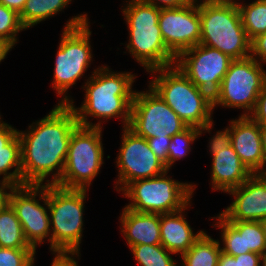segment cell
<instances>
[{
  "label": "cell",
  "instance_id": "52a82bcc",
  "mask_svg": "<svg viewBox=\"0 0 266 266\" xmlns=\"http://www.w3.org/2000/svg\"><path fill=\"white\" fill-rule=\"evenodd\" d=\"M200 43L218 49L233 60L250 56V40L237 3H199Z\"/></svg>",
  "mask_w": 266,
  "mask_h": 266
},
{
  "label": "cell",
  "instance_id": "cb8c5ba5",
  "mask_svg": "<svg viewBox=\"0 0 266 266\" xmlns=\"http://www.w3.org/2000/svg\"><path fill=\"white\" fill-rule=\"evenodd\" d=\"M72 0H26L19 19L25 29L51 18L68 7Z\"/></svg>",
  "mask_w": 266,
  "mask_h": 266
},
{
  "label": "cell",
  "instance_id": "277c9868",
  "mask_svg": "<svg viewBox=\"0 0 266 266\" xmlns=\"http://www.w3.org/2000/svg\"><path fill=\"white\" fill-rule=\"evenodd\" d=\"M121 7L128 26V53L147 72L175 65L176 57L167 49L159 28L160 9L137 0H126Z\"/></svg>",
  "mask_w": 266,
  "mask_h": 266
},
{
  "label": "cell",
  "instance_id": "9c48e42d",
  "mask_svg": "<svg viewBox=\"0 0 266 266\" xmlns=\"http://www.w3.org/2000/svg\"><path fill=\"white\" fill-rule=\"evenodd\" d=\"M102 129L78 125L73 130L64 171L55 185L67 189H89L104 164Z\"/></svg>",
  "mask_w": 266,
  "mask_h": 266
},
{
  "label": "cell",
  "instance_id": "7bdbcfd3",
  "mask_svg": "<svg viewBox=\"0 0 266 266\" xmlns=\"http://www.w3.org/2000/svg\"><path fill=\"white\" fill-rule=\"evenodd\" d=\"M196 3H237V0H193Z\"/></svg>",
  "mask_w": 266,
  "mask_h": 266
},
{
  "label": "cell",
  "instance_id": "e0dca14e",
  "mask_svg": "<svg viewBox=\"0 0 266 266\" xmlns=\"http://www.w3.org/2000/svg\"><path fill=\"white\" fill-rule=\"evenodd\" d=\"M217 222L213 227L221 229L223 247L221 251L230 256L255 252L260 255L266 252L264 232L259 221L230 222L220 213L213 217Z\"/></svg>",
  "mask_w": 266,
  "mask_h": 266
},
{
  "label": "cell",
  "instance_id": "ee69618b",
  "mask_svg": "<svg viewBox=\"0 0 266 266\" xmlns=\"http://www.w3.org/2000/svg\"><path fill=\"white\" fill-rule=\"evenodd\" d=\"M260 223H261V226H262V228H263L264 239H265V243H266V218H265V219H262V220L260 221Z\"/></svg>",
  "mask_w": 266,
  "mask_h": 266
},
{
  "label": "cell",
  "instance_id": "9a60e30c",
  "mask_svg": "<svg viewBox=\"0 0 266 266\" xmlns=\"http://www.w3.org/2000/svg\"><path fill=\"white\" fill-rule=\"evenodd\" d=\"M158 24L167 49L176 58L200 43L199 3L193 0L183 7L160 9Z\"/></svg>",
  "mask_w": 266,
  "mask_h": 266
},
{
  "label": "cell",
  "instance_id": "ac0fdd59",
  "mask_svg": "<svg viewBox=\"0 0 266 266\" xmlns=\"http://www.w3.org/2000/svg\"><path fill=\"white\" fill-rule=\"evenodd\" d=\"M231 146L240 160L253 173H266V159L262 149L260 124L250 116L239 115L230 120Z\"/></svg>",
  "mask_w": 266,
  "mask_h": 266
},
{
  "label": "cell",
  "instance_id": "74e56055",
  "mask_svg": "<svg viewBox=\"0 0 266 266\" xmlns=\"http://www.w3.org/2000/svg\"><path fill=\"white\" fill-rule=\"evenodd\" d=\"M51 266H79L75 257L55 256Z\"/></svg>",
  "mask_w": 266,
  "mask_h": 266
},
{
  "label": "cell",
  "instance_id": "44dd1931",
  "mask_svg": "<svg viewBox=\"0 0 266 266\" xmlns=\"http://www.w3.org/2000/svg\"><path fill=\"white\" fill-rule=\"evenodd\" d=\"M190 205L176 212L160 214L161 245L173 255L186 253L204 232L200 230L194 234L184 217Z\"/></svg>",
  "mask_w": 266,
  "mask_h": 266
},
{
  "label": "cell",
  "instance_id": "1f68e13d",
  "mask_svg": "<svg viewBox=\"0 0 266 266\" xmlns=\"http://www.w3.org/2000/svg\"><path fill=\"white\" fill-rule=\"evenodd\" d=\"M231 145L230 125L222 131H217L216 134L209 140L210 155L217 153V150L227 148Z\"/></svg>",
  "mask_w": 266,
  "mask_h": 266
},
{
  "label": "cell",
  "instance_id": "83f0119b",
  "mask_svg": "<svg viewBox=\"0 0 266 266\" xmlns=\"http://www.w3.org/2000/svg\"><path fill=\"white\" fill-rule=\"evenodd\" d=\"M200 129L187 127L181 133L171 137L168 147V170L172 168L177 160L183 159L191 151V143L200 137Z\"/></svg>",
  "mask_w": 266,
  "mask_h": 266
},
{
  "label": "cell",
  "instance_id": "ba28073f",
  "mask_svg": "<svg viewBox=\"0 0 266 266\" xmlns=\"http://www.w3.org/2000/svg\"><path fill=\"white\" fill-rule=\"evenodd\" d=\"M168 172L129 183L121 191L131 201L125 208L136 212L165 214L179 211L191 203L196 185L174 180L167 176Z\"/></svg>",
  "mask_w": 266,
  "mask_h": 266
},
{
  "label": "cell",
  "instance_id": "60d3db41",
  "mask_svg": "<svg viewBox=\"0 0 266 266\" xmlns=\"http://www.w3.org/2000/svg\"><path fill=\"white\" fill-rule=\"evenodd\" d=\"M11 49L12 48L0 38V63L6 58Z\"/></svg>",
  "mask_w": 266,
  "mask_h": 266
},
{
  "label": "cell",
  "instance_id": "f6af8a7d",
  "mask_svg": "<svg viewBox=\"0 0 266 266\" xmlns=\"http://www.w3.org/2000/svg\"><path fill=\"white\" fill-rule=\"evenodd\" d=\"M260 266H266V252L261 255V263Z\"/></svg>",
  "mask_w": 266,
  "mask_h": 266
},
{
  "label": "cell",
  "instance_id": "f35d334b",
  "mask_svg": "<svg viewBox=\"0 0 266 266\" xmlns=\"http://www.w3.org/2000/svg\"><path fill=\"white\" fill-rule=\"evenodd\" d=\"M26 0H0L2 5L15 10L18 14L22 11Z\"/></svg>",
  "mask_w": 266,
  "mask_h": 266
},
{
  "label": "cell",
  "instance_id": "d4e9b609",
  "mask_svg": "<svg viewBox=\"0 0 266 266\" xmlns=\"http://www.w3.org/2000/svg\"><path fill=\"white\" fill-rule=\"evenodd\" d=\"M0 247L33 249L25 239L22 225L9 203L0 210Z\"/></svg>",
  "mask_w": 266,
  "mask_h": 266
},
{
  "label": "cell",
  "instance_id": "ab89813d",
  "mask_svg": "<svg viewBox=\"0 0 266 266\" xmlns=\"http://www.w3.org/2000/svg\"><path fill=\"white\" fill-rule=\"evenodd\" d=\"M217 266H238V261L235 260L234 256L221 252Z\"/></svg>",
  "mask_w": 266,
  "mask_h": 266
},
{
  "label": "cell",
  "instance_id": "5bb4252c",
  "mask_svg": "<svg viewBox=\"0 0 266 266\" xmlns=\"http://www.w3.org/2000/svg\"><path fill=\"white\" fill-rule=\"evenodd\" d=\"M233 59L218 49L198 44L182 52L177 66L201 90L212 97L218 92Z\"/></svg>",
  "mask_w": 266,
  "mask_h": 266
},
{
  "label": "cell",
  "instance_id": "d6a6232c",
  "mask_svg": "<svg viewBox=\"0 0 266 266\" xmlns=\"http://www.w3.org/2000/svg\"><path fill=\"white\" fill-rule=\"evenodd\" d=\"M250 56L263 65L266 63V33L255 37L250 42Z\"/></svg>",
  "mask_w": 266,
  "mask_h": 266
},
{
  "label": "cell",
  "instance_id": "f546056e",
  "mask_svg": "<svg viewBox=\"0 0 266 266\" xmlns=\"http://www.w3.org/2000/svg\"><path fill=\"white\" fill-rule=\"evenodd\" d=\"M34 249L0 247V266H35Z\"/></svg>",
  "mask_w": 266,
  "mask_h": 266
},
{
  "label": "cell",
  "instance_id": "8fae6325",
  "mask_svg": "<svg viewBox=\"0 0 266 266\" xmlns=\"http://www.w3.org/2000/svg\"><path fill=\"white\" fill-rule=\"evenodd\" d=\"M188 126L150 87L135 91L128 128L144 138H171Z\"/></svg>",
  "mask_w": 266,
  "mask_h": 266
},
{
  "label": "cell",
  "instance_id": "30bf717a",
  "mask_svg": "<svg viewBox=\"0 0 266 266\" xmlns=\"http://www.w3.org/2000/svg\"><path fill=\"white\" fill-rule=\"evenodd\" d=\"M266 84L263 64L249 56L235 59L222 79L218 92L213 96V108L217 106L244 109L241 116H249Z\"/></svg>",
  "mask_w": 266,
  "mask_h": 266
},
{
  "label": "cell",
  "instance_id": "3957f363",
  "mask_svg": "<svg viewBox=\"0 0 266 266\" xmlns=\"http://www.w3.org/2000/svg\"><path fill=\"white\" fill-rule=\"evenodd\" d=\"M148 73L154 77L149 86L188 127L199 128V135L206 132L211 134L215 122L212 118L213 97L210 94L193 84L175 65Z\"/></svg>",
  "mask_w": 266,
  "mask_h": 266
},
{
  "label": "cell",
  "instance_id": "4fadbf2b",
  "mask_svg": "<svg viewBox=\"0 0 266 266\" xmlns=\"http://www.w3.org/2000/svg\"><path fill=\"white\" fill-rule=\"evenodd\" d=\"M122 140L116 159L118 179L115 189L121 192L129 183L156 177L168 169L149 147L147 139L136 135L128 127H122Z\"/></svg>",
  "mask_w": 266,
  "mask_h": 266
},
{
  "label": "cell",
  "instance_id": "5b68a950",
  "mask_svg": "<svg viewBox=\"0 0 266 266\" xmlns=\"http://www.w3.org/2000/svg\"><path fill=\"white\" fill-rule=\"evenodd\" d=\"M86 189H67L47 185L51 227V252L55 256L77 257L83 234Z\"/></svg>",
  "mask_w": 266,
  "mask_h": 266
},
{
  "label": "cell",
  "instance_id": "484cf974",
  "mask_svg": "<svg viewBox=\"0 0 266 266\" xmlns=\"http://www.w3.org/2000/svg\"><path fill=\"white\" fill-rule=\"evenodd\" d=\"M237 5L250 42L255 37L266 33V0H255L249 4L238 1Z\"/></svg>",
  "mask_w": 266,
  "mask_h": 266
},
{
  "label": "cell",
  "instance_id": "7c38bea8",
  "mask_svg": "<svg viewBox=\"0 0 266 266\" xmlns=\"http://www.w3.org/2000/svg\"><path fill=\"white\" fill-rule=\"evenodd\" d=\"M37 197H39V200ZM39 201H43L44 204H40ZM8 203L15 210L29 245L36 251L37 245H42L49 237L47 241L50 243L51 251L47 185L24 184L13 186L8 196Z\"/></svg>",
  "mask_w": 266,
  "mask_h": 266
},
{
  "label": "cell",
  "instance_id": "8992f818",
  "mask_svg": "<svg viewBox=\"0 0 266 266\" xmlns=\"http://www.w3.org/2000/svg\"><path fill=\"white\" fill-rule=\"evenodd\" d=\"M85 14H78L66 22L58 46L52 88L61 97L58 104H69L68 89L82 78L92 63L90 22Z\"/></svg>",
  "mask_w": 266,
  "mask_h": 266
},
{
  "label": "cell",
  "instance_id": "6da1fadb",
  "mask_svg": "<svg viewBox=\"0 0 266 266\" xmlns=\"http://www.w3.org/2000/svg\"><path fill=\"white\" fill-rule=\"evenodd\" d=\"M78 125L71 106L57 103L48 115L33 122L27 131L18 130L22 185H55L60 180L71 134ZM50 175H53L51 180L48 179Z\"/></svg>",
  "mask_w": 266,
  "mask_h": 266
},
{
  "label": "cell",
  "instance_id": "8d00e7d4",
  "mask_svg": "<svg viewBox=\"0 0 266 266\" xmlns=\"http://www.w3.org/2000/svg\"><path fill=\"white\" fill-rule=\"evenodd\" d=\"M12 187L8 182L0 180V210L8 204V196Z\"/></svg>",
  "mask_w": 266,
  "mask_h": 266
},
{
  "label": "cell",
  "instance_id": "4316f807",
  "mask_svg": "<svg viewBox=\"0 0 266 266\" xmlns=\"http://www.w3.org/2000/svg\"><path fill=\"white\" fill-rule=\"evenodd\" d=\"M136 262L141 266H177L170 251L160 245H135L129 247Z\"/></svg>",
  "mask_w": 266,
  "mask_h": 266
},
{
  "label": "cell",
  "instance_id": "d6986e66",
  "mask_svg": "<svg viewBox=\"0 0 266 266\" xmlns=\"http://www.w3.org/2000/svg\"><path fill=\"white\" fill-rule=\"evenodd\" d=\"M212 160L211 184L214 191L227 193L243 184L253 174L231 145L217 150L212 155Z\"/></svg>",
  "mask_w": 266,
  "mask_h": 266
},
{
  "label": "cell",
  "instance_id": "7402d4cb",
  "mask_svg": "<svg viewBox=\"0 0 266 266\" xmlns=\"http://www.w3.org/2000/svg\"><path fill=\"white\" fill-rule=\"evenodd\" d=\"M14 168V169H13ZM13 171L11 172V170ZM12 186L22 185L21 144L18 130L0 120V176Z\"/></svg>",
  "mask_w": 266,
  "mask_h": 266
},
{
  "label": "cell",
  "instance_id": "836d02e7",
  "mask_svg": "<svg viewBox=\"0 0 266 266\" xmlns=\"http://www.w3.org/2000/svg\"><path fill=\"white\" fill-rule=\"evenodd\" d=\"M249 116L260 125H266V84L263 86L255 108Z\"/></svg>",
  "mask_w": 266,
  "mask_h": 266
},
{
  "label": "cell",
  "instance_id": "e575fe53",
  "mask_svg": "<svg viewBox=\"0 0 266 266\" xmlns=\"http://www.w3.org/2000/svg\"><path fill=\"white\" fill-rule=\"evenodd\" d=\"M139 2L153 5L159 9H169L183 7L191 0H137Z\"/></svg>",
  "mask_w": 266,
  "mask_h": 266
},
{
  "label": "cell",
  "instance_id": "ffe728a7",
  "mask_svg": "<svg viewBox=\"0 0 266 266\" xmlns=\"http://www.w3.org/2000/svg\"><path fill=\"white\" fill-rule=\"evenodd\" d=\"M122 210L121 233L129 247L161 244L160 214L136 212L125 207Z\"/></svg>",
  "mask_w": 266,
  "mask_h": 266
},
{
  "label": "cell",
  "instance_id": "2e32d148",
  "mask_svg": "<svg viewBox=\"0 0 266 266\" xmlns=\"http://www.w3.org/2000/svg\"><path fill=\"white\" fill-rule=\"evenodd\" d=\"M227 193L233 195L234 200L220 213L226 220L260 222L266 218V173L252 174Z\"/></svg>",
  "mask_w": 266,
  "mask_h": 266
},
{
  "label": "cell",
  "instance_id": "d590c367",
  "mask_svg": "<svg viewBox=\"0 0 266 266\" xmlns=\"http://www.w3.org/2000/svg\"><path fill=\"white\" fill-rule=\"evenodd\" d=\"M234 258L238 261V266H260L261 263V255L255 252L234 256Z\"/></svg>",
  "mask_w": 266,
  "mask_h": 266
},
{
  "label": "cell",
  "instance_id": "b9f144b4",
  "mask_svg": "<svg viewBox=\"0 0 266 266\" xmlns=\"http://www.w3.org/2000/svg\"><path fill=\"white\" fill-rule=\"evenodd\" d=\"M260 134L262 141V149L266 159V125H260Z\"/></svg>",
  "mask_w": 266,
  "mask_h": 266
},
{
  "label": "cell",
  "instance_id": "4dcf8cb0",
  "mask_svg": "<svg viewBox=\"0 0 266 266\" xmlns=\"http://www.w3.org/2000/svg\"><path fill=\"white\" fill-rule=\"evenodd\" d=\"M170 141L171 138H159V137L147 138L149 147L155 153L157 158L166 165L167 169H168V147Z\"/></svg>",
  "mask_w": 266,
  "mask_h": 266
},
{
  "label": "cell",
  "instance_id": "f1b7e54d",
  "mask_svg": "<svg viewBox=\"0 0 266 266\" xmlns=\"http://www.w3.org/2000/svg\"><path fill=\"white\" fill-rule=\"evenodd\" d=\"M25 30L20 22L19 14L0 3V38L14 48L18 42L17 34Z\"/></svg>",
  "mask_w": 266,
  "mask_h": 266
},
{
  "label": "cell",
  "instance_id": "603a6c76",
  "mask_svg": "<svg viewBox=\"0 0 266 266\" xmlns=\"http://www.w3.org/2000/svg\"><path fill=\"white\" fill-rule=\"evenodd\" d=\"M221 243L206 232L194 242L193 246L181 257V266H217L221 254ZM180 266V265H179Z\"/></svg>",
  "mask_w": 266,
  "mask_h": 266
},
{
  "label": "cell",
  "instance_id": "7a4b0ae2",
  "mask_svg": "<svg viewBox=\"0 0 266 266\" xmlns=\"http://www.w3.org/2000/svg\"><path fill=\"white\" fill-rule=\"evenodd\" d=\"M135 79L136 75L132 72H114L105 64L94 69L82 87L85 96L81 107H75L73 99L69 103L76 114L78 124L103 128V120L106 122L110 118H121L123 127H128L136 91L132 88ZM89 117L99 121L92 123L88 121Z\"/></svg>",
  "mask_w": 266,
  "mask_h": 266
}]
</instances>
